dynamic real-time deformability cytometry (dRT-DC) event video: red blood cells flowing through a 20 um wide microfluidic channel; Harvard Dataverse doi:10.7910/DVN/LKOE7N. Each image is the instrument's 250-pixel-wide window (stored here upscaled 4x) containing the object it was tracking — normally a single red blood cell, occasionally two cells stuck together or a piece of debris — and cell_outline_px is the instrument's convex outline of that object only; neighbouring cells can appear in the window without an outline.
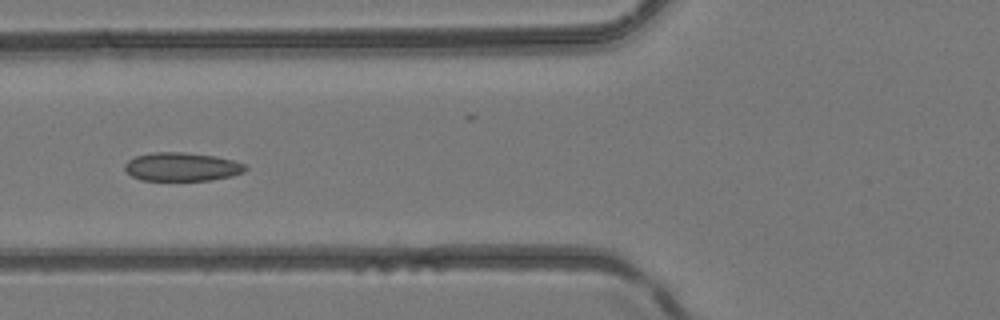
{"species": "common noctule bat (a hibernating species)", "species_latin": "Nyctalus noctula", "temperature_condition": "room temperature", "stored_images_in_passage": 3, "camera_frame_rate_fps": 3000, "um_per_image_px": 0.085, "animal": {"sex": "female", "body_mass_g": 24.6, "forearm_length_mm": 56.2}, "frame": {"image": 1, "passage_image": 3, "time_ms": 2.333, "image_size_px": [1000, 320], "cell_outline_px": [[248, 168], [244, 172], [232, 176], [212, 180], [140, 180], [132, 176], [124, 168], [124, 164], [128, 160], [136, 156], [152, 152], [184, 152], [216, 156], [232, 160], [244, 164]], "centroid_in_image_um": [15.46, 14.18], "position_along_channel_um": 110.3, "area_um2": 20.11}}